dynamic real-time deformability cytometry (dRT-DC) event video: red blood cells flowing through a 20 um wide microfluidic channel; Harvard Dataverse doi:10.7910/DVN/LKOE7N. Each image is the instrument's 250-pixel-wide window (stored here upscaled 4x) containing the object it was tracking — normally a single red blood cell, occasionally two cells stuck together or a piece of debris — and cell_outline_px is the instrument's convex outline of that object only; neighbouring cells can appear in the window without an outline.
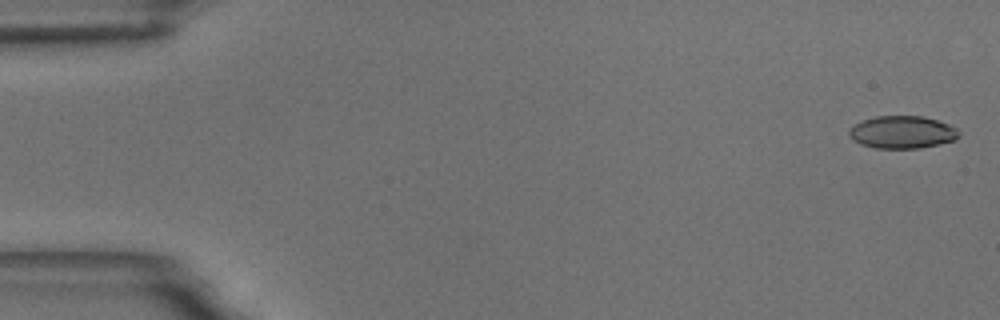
{"species": "common noctule bat (a hibernating species)", "species_latin": "Nyctalus noctula", "temperature_condition": "room temperature", "stored_images_in_passage": 58, "camera_frame_rate_fps": 3000, "um_per_image_px": 0.085, "animal": {"sex": "male", "body_mass_g": 18.8}, "frame": {"image": 1, "passage_image": 2, "time_ms": 0.333, "image_size_px": [1000, 320], "cell_outline_px": [[960, 136], [956, 140], [940, 144], [920, 148], [876, 148], [860, 144], [852, 140], [848, 132], [848, 128], [864, 120], [876, 116], [924, 116], [948, 124], [956, 128], [960, 132]], "centroid_in_image_um": [76.7, 11.24], "position_along_channel_um": 8.3, "area_um2": 20.92}}
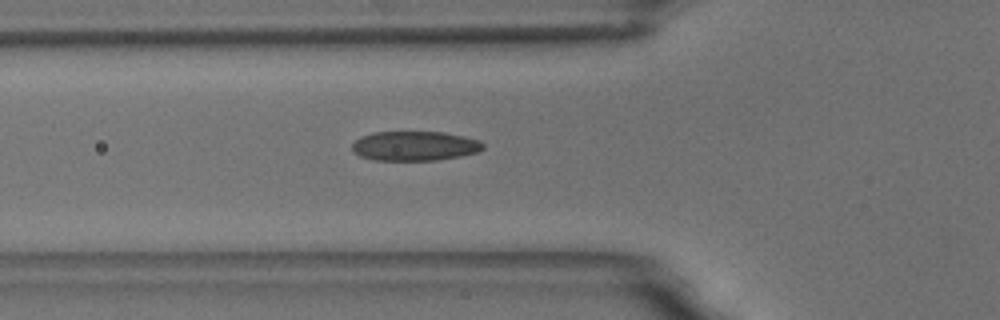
{"frame": {"image": 2, "passage_image": 21, "time_ms": 6.667, "image_size_px": [1000, 320], "cell_outline_px": [[484, 148], [480, 152], [460, 156], [436, 160], [372, 160], [360, 156], [352, 152], [352, 144], [360, 136], [372, 132], [444, 132], [464, 136], [480, 140], [484, 144]], "centroid_in_image_um": [35.25, 12.4], "position_along_channel_um": 90.5, "area_um2": 22.77}}
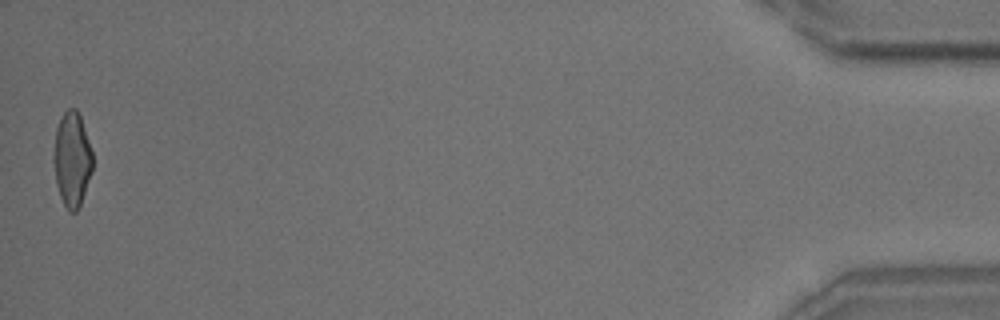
{"frame": {"image": 3, "passage_image": 58, "time_ms": 19.0, "image_size_px": [1000, 320], "cell_outline_px": [[92, 172], [80, 204], [76, 212], [68, 212], [60, 196], [56, 184], [52, 160], [52, 156], [56, 128], [64, 112], [68, 108], [76, 108], [80, 116], [92, 152]], "centroid_in_image_um": [6.09, 13.55], "position_along_channel_um": 429.1, "area_um2": 21.5}, "authors_computed_cell_mechanics": {"area_um2": 22.3108, "velocity_mm_per_s": 3.4958, "shape_relaxation_time_tau1_ms": 6.4892, "shape_relaxation_time_tau2_ms": 1.3544, "deformation_change_tau1": 0.1792, "deformation_change_tau2": 0.0764}}